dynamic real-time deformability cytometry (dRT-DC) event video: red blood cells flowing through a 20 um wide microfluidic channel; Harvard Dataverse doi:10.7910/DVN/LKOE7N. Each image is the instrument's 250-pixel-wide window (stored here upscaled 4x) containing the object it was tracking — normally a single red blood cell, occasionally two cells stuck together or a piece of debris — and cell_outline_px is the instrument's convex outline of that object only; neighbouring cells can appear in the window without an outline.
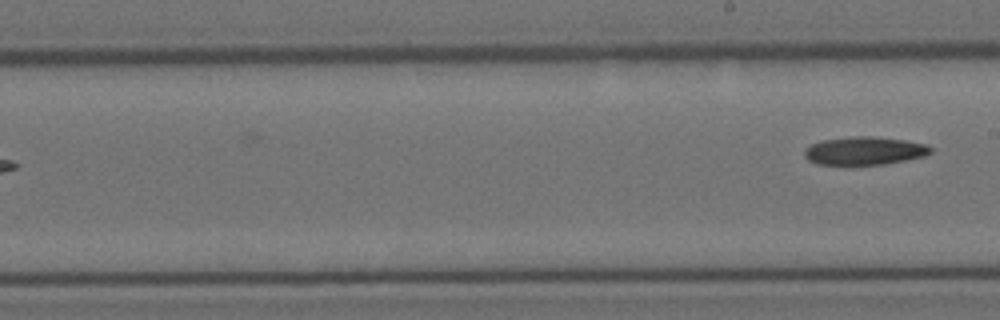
{"species": "Egyptian fruit bat (a non-hibernating species)", "species_latin": "Rousettus aegyptiacus", "temperature_condition": "room temperature", "stored_images_in_passage": 9, "segment_of_instrument_passage": [2, 2], "camera_frame_rate_fps": 3000, "um_per_image_px": 0.085, "animal": {"sex": "female"}, "frame": {"image": 1, "passage_image": 9, "time_ms": 2.667, "image_size_px": [1000, 320], "cell_outline_px": [[932, 152], [924, 156], [884, 164], [852, 168], [816, 164], [808, 160], [804, 156], [804, 148], [820, 140], [856, 136], [872, 136], [904, 140], [924, 144], [932, 148]], "centroid_in_image_um": [73.39, 12.87], "position_along_channel_um": 215.6, "area_um2": 21.5}}